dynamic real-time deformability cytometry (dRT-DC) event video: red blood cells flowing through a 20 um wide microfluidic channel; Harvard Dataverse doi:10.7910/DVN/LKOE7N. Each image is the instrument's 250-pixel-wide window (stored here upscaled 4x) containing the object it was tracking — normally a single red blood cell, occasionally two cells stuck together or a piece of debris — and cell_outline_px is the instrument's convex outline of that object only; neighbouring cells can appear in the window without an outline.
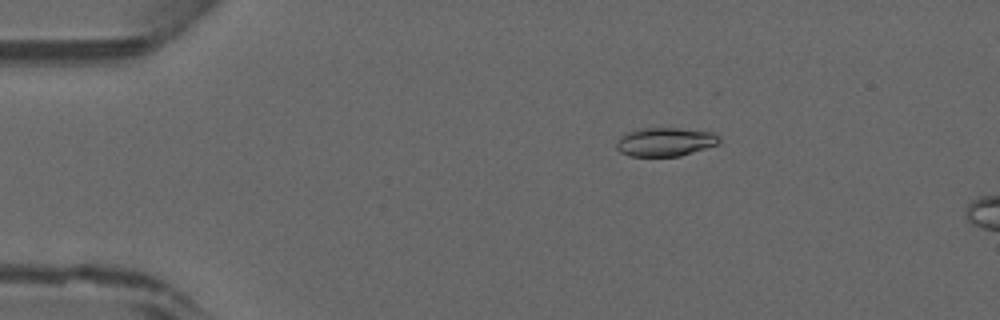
{"species": "common noctule bat (a hibernating species)", "species_latin": "Nyctalus noctula", "temperature_condition": "warm", "stored_images_in_passage": 7, "camera_frame_rate_fps": 3000, "um_per_image_px": 0.085, "animal": {"sex": "male", "forearm_length_mm": 52.5}, "frame": {"image": 1, "passage_image": 3, "time_ms": 0.667, "image_size_px": [1000, 320], "cell_outline_px": [[720, 140], [716, 144], [680, 156], [628, 156], [620, 152], [616, 148], [616, 144], [620, 136], [628, 132], [640, 128], [680, 128], [712, 132], [720, 136]], "centroid_in_image_um": [56.5, 12.05], "position_along_channel_um": 28.5, "area_um2": 17.11}}